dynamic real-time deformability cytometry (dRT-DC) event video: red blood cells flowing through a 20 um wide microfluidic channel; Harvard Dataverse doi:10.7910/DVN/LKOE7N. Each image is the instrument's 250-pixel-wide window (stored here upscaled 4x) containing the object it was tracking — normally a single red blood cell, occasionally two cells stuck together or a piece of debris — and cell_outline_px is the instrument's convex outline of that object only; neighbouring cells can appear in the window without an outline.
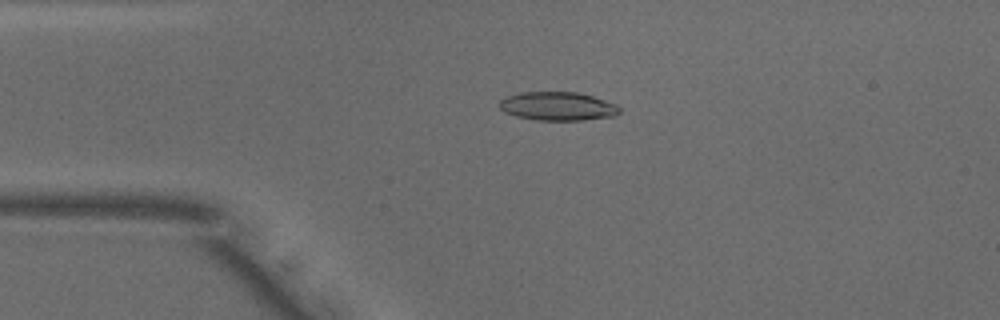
{"species": "common noctule bat (a hibernating species)", "species_latin": "Nyctalus noctula", "temperature_condition": "warm", "stored_images_in_passage": 47, "camera_frame_rate_fps": 3000, "um_per_image_px": 0.085, "animal": {"sex": "male", "body_mass_g": 18.8}, "frame": {"image": 1, "passage_image": 7, "time_ms": 2.0, "image_size_px": [1000, 320], "cell_outline_px": [[620, 112], [616, 116], [584, 120], [536, 120], [516, 116], [504, 112], [500, 108], [500, 100], [504, 96], [520, 92], [576, 92], [592, 96], [616, 104], [620, 108]], "centroid_in_image_um": [47.39, 9.03], "position_along_channel_um": 37.6, "area_um2": 20.11}}
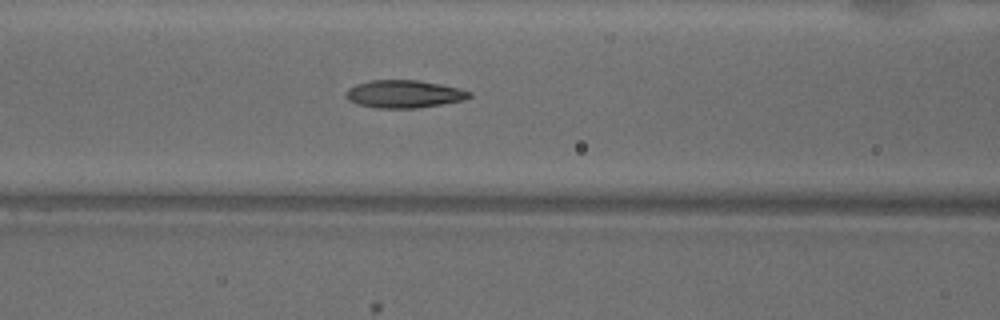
{"frame": {"image": 2, "passage_image": 16, "time_ms": 5.0, "image_size_px": [1000, 320], "cell_outline_px": [[472, 96], [464, 100], [416, 108], [376, 108], [356, 104], [348, 100], [344, 96], [348, 88], [356, 84], [368, 80], [416, 80], [440, 84], [460, 88], [472, 92]], "centroid_in_image_um": [34.31, 7.99], "position_along_channel_um": 132.3, "area_um2": 20.06}}
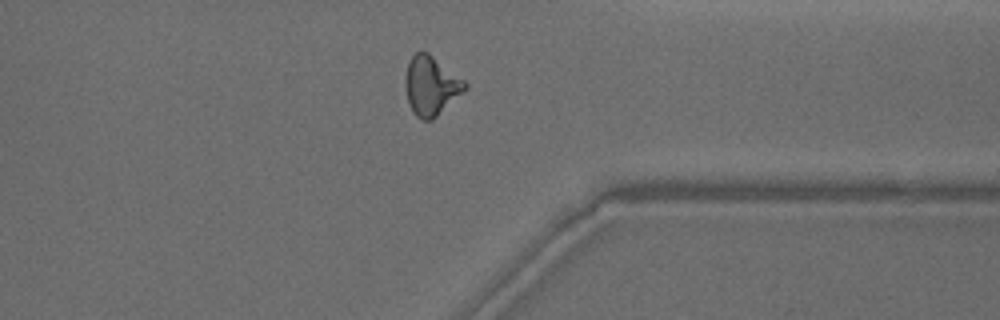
{"frame": {"image": 3, "passage_image": 35, "time_ms": 11.333, "image_size_px": [1000, 320], "cell_outline_px": [[468, 88], [432, 120], [420, 120], [416, 116], [408, 104], [404, 84], [404, 80], [408, 60], [420, 48], [428, 52], [464, 80], [468, 84]], "centroid_in_image_um": [36.61, 7.27], "position_along_channel_um": 374.8, "area_um2": 20.81}, "authors_computed_cell_mechanics": {"area_um2": 19.7098, "velocity_mm_per_s": 3.9395, "shape_relaxation_time_tau1_ms": 6.8209, "shape_relaxation_time_tau2_ms": 1.9678, "deformation_change_tau1": 0.2348, "deformation_change_tau2": 0.1065}}